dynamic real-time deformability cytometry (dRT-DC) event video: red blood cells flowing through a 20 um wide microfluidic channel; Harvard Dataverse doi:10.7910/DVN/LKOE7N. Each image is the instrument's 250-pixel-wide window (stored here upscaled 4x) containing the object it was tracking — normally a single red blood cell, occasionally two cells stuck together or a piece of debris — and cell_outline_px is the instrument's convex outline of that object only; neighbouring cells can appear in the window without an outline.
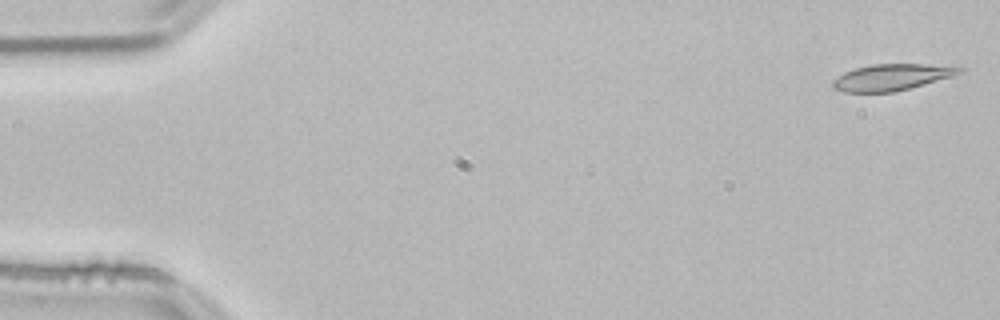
{"species": "common noctule bat (a hibernating species)", "species_latin": "Nyctalus noctula", "temperature_condition": "room temperature", "stored_images_in_passage": 53, "camera_frame_rate_fps": 3000, "um_per_image_px": 0.085, "animal": {"sex": "male", "body_mass_g": 21.5, "forearm_length_mm": 52.0}, "frame": {"image": 1, "passage_image": 1, "time_ms": 0.0, "image_size_px": [1000, 320], "cell_outline_px": [[964, 72], [952, 76], [908, 88], [892, 92], [844, 92], [832, 88], [832, 80], [844, 72], [856, 68], [872, 64], [960, 64], [964, 68]], "centroid_in_image_um": [75.87, 6.53], "position_along_channel_um": 9.1, "area_um2": 19.71}}
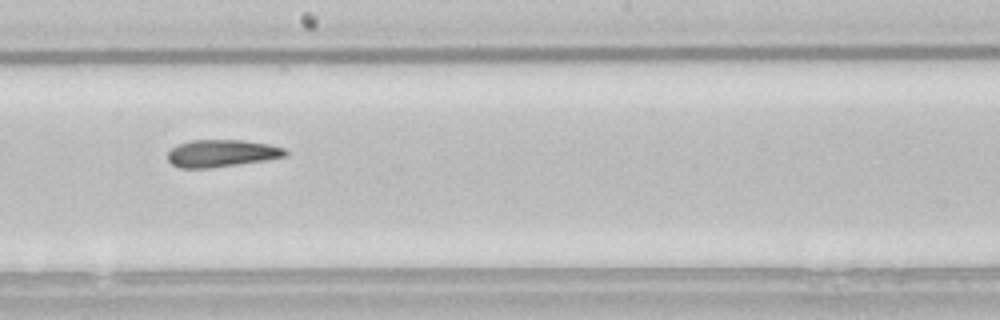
{"frame": {"image": 2, "passage_image": 29, "time_ms": 9.333, "image_size_px": [1000, 320], "cell_outline_px": [[288, 156], [268, 160], [212, 168], [180, 168], [172, 164], [168, 160], [168, 152], [172, 148], [180, 144], [192, 140], [244, 140], [268, 144], [284, 148], [288, 152]], "centroid_in_image_um": [18.88, 13.04], "position_along_channel_um": 229.3, "area_um2": 18.79}}
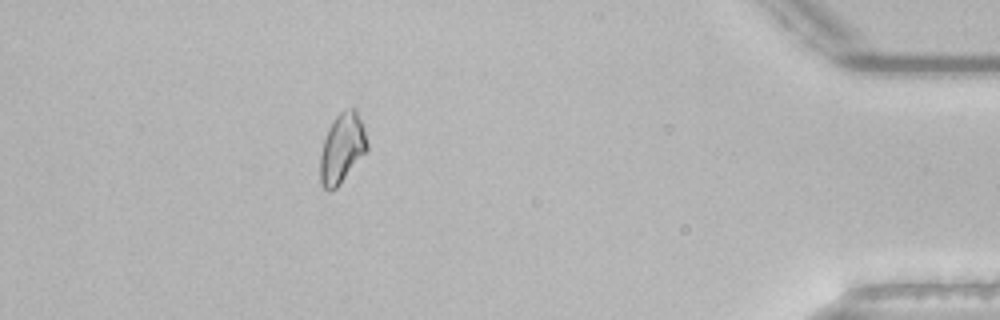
{"frame": {"image": 3, "passage_image": 47, "time_ms": 15.333, "image_size_px": [1000, 320], "cell_outline_px": [[368, 148], [340, 184], [336, 188], [328, 192], [320, 184], [320, 156], [324, 140], [328, 128], [332, 120], [344, 108], [356, 108], [368, 144]], "centroid_in_image_um": [29.04, 12.6], "position_along_channel_um": 406.2, "area_um2": 18.9}}